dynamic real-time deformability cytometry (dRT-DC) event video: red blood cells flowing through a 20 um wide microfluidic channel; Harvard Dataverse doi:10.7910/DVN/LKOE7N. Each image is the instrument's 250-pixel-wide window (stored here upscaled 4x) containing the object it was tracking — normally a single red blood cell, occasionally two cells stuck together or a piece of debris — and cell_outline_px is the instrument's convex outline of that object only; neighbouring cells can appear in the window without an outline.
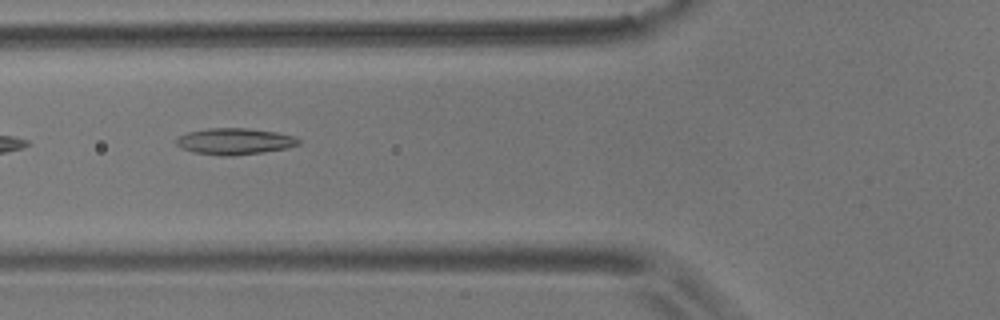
{"species": "common noctule bat (a hibernating species)", "species_latin": "Nyctalus noctula", "temperature_condition": "room temperature", "stored_images_in_passage": 4, "camera_frame_rate_fps": 3000, "um_per_image_px": 0.085, "animal": {"sex": "male", "body_mass_g": 17.9}, "frame": {"image": 1, "passage_image": 2, "time_ms": 0.333, "image_size_px": [1000, 320], "cell_outline_px": [[300, 144], [288, 148], [264, 152], [232, 156], [220, 156], [192, 152], [180, 148], [176, 144], [176, 140], [180, 136], [188, 132], [208, 128], [248, 128], [276, 132], [296, 136], [300, 140]], "centroid_in_image_um": [19.96, 12.02], "position_along_channel_um": 105.8, "area_um2": 19.02}}
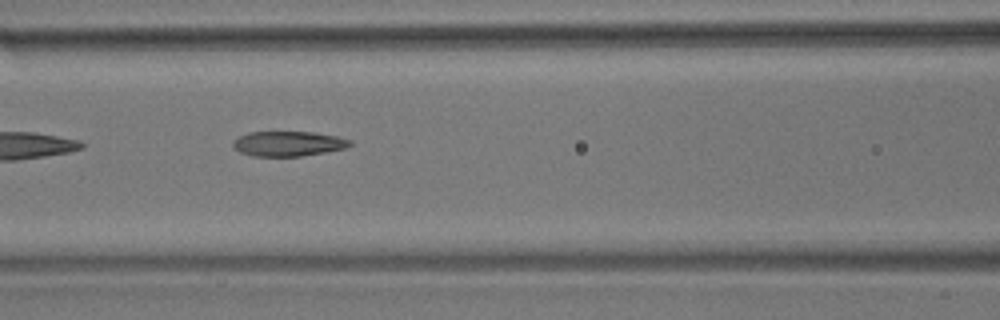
{"frame": {"image": 2, "passage_image": 3, "time_ms": 0.667, "image_size_px": [1000, 320], "cell_outline_px": [[352, 144], [348, 148], [300, 156], [252, 156], [240, 152], [232, 144], [232, 140], [248, 132], [312, 132], [336, 136], [352, 140]], "centroid_in_image_um": [24.51, 12.21], "position_along_channel_um": 142.1, "area_um2": 16.99}}
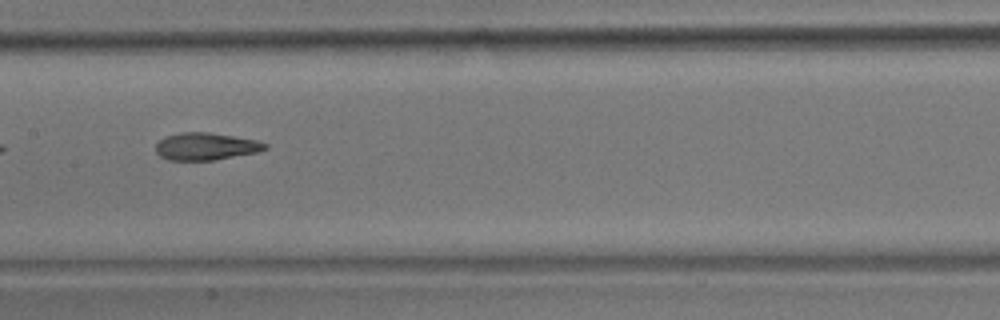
{"frame": {"image": 3, "passage_image": 4, "time_ms": 1.0, "image_size_px": [1000, 320], "cell_outline_px": [[268, 148], [256, 152], [212, 160], [168, 160], [160, 156], [156, 152], [156, 144], [164, 136], [180, 132], [208, 132], [256, 140], [268, 144]], "centroid_in_image_um": [17.46, 12.44], "position_along_channel_um": 189.9, "area_um2": 17.28}}